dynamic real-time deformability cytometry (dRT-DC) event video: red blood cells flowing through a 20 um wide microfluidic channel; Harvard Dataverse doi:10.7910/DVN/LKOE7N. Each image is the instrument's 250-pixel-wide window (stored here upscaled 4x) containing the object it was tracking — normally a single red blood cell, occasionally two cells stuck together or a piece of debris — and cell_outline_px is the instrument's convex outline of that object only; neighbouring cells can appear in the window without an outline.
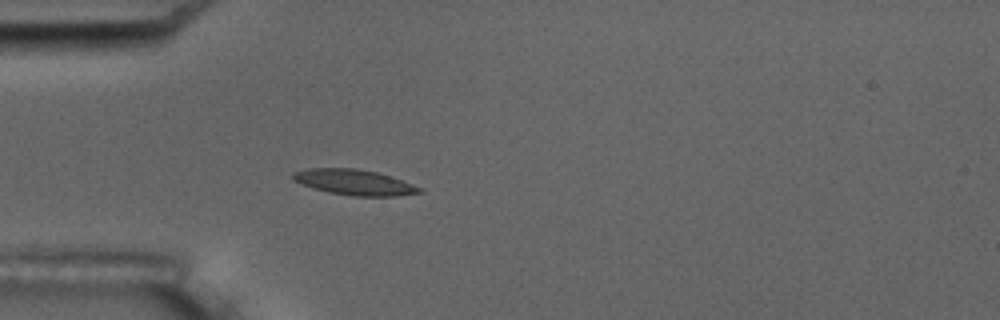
{"species": "common noctule bat (a hibernating species)", "species_latin": "Nyctalus noctula", "temperature_condition": "room temperature", "stored_images_in_passage": 5, "camera_frame_rate_fps": 3000, "um_per_image_px": 0.085, "animal": {"sex": "male", "body_mass_g": 17.5, "forearm_length_mm": 52.3}, "frame": {"image": 1, "passage_image": 5, "time_ms": 4.667, "image_size_px": [1000, 320], "cell_outline_px": [[424, 192], [396, 196], [352, 196], [328, 192], [312, 188], [300, 184], [292, 180], [292, 172], [308, 168], [356, 168], [376, 172], [412, 184], [420, 188]], "centroid_in_image_um": [30.04, 15.49], "position_along_channel_um": 55.0, "area_um2": 18.79}}